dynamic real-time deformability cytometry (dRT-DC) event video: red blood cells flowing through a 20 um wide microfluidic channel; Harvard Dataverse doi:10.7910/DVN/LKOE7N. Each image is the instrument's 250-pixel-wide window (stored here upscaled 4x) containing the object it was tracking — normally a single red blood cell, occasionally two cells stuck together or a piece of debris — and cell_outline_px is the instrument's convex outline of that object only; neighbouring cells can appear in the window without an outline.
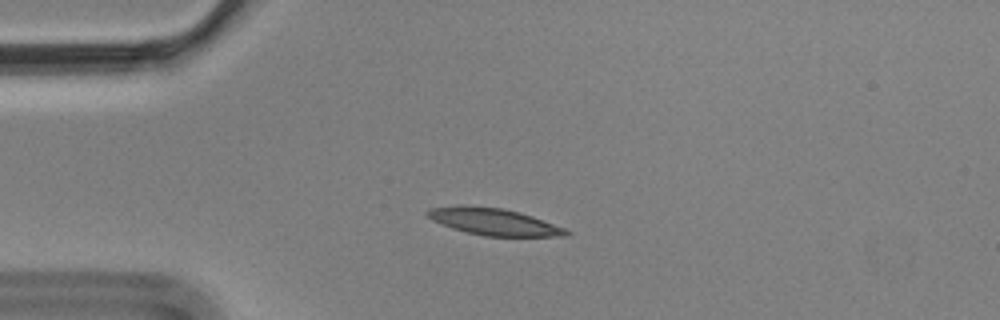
{"species": "Egyptian fruit bat (a non-hibernating species)", "species_latin": "Rousettus aegyptiacus", "temperature_condition": "cold", "stored_images_in_passage": 3, "camera_frame_rate_fps": 3000, "um_per_image_px": 0.085, "animal": {"sex": "male"}, "frame": {"image": 1, "passage_image": 2, "time_ms": 0.333, "image_size_px": [1000, 320], "cell_outline_px": [[572, 232], [568, 236], [484, 236], [452, 228], [432, 220], [424, 212], [428, 208], [460, 204], [504, 208], [520, 212], [532, 216], [564, 228]], "centroid_in_image_um": [41.93, 18.82], "position_along_channel_um": 43.1, "area_um2": 21.85}}